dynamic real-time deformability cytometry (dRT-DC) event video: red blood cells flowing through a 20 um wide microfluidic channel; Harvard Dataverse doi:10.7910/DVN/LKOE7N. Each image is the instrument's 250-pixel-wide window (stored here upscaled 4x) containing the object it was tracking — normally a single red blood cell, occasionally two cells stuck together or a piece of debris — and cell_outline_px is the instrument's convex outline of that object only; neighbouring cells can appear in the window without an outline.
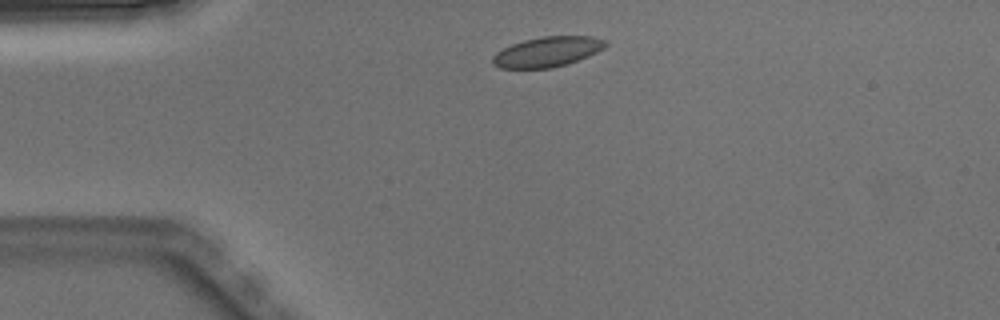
{"species": "Egyptian fruit bat (a non-hibernating species)", "species_latin": "Rousettus aegyptiacus", "temperature_condition": "warm", "stored_images_in_passage": 5, "camera_frame_rate_fps": 3000, "um_per_image_px": 0.085, "animal": {"sex": "male"}, "frame": {"image": 1, "passage_image": 1, "time_ms": 0.0, "image_size_px": [1000, 320], "cell_outline_px": [[608, 44], [604, 48], [588, 56], [568, 64], [552, 68], [500, 68], [492, 64], [492, 56], [496, 52], [512, 44], [524, 40], [540, 36], [592, 36], [604, 40]], "centroid_in_image_um": [46.51, 4.4], "position_along_channel_um": 38.5, "area_um2": 19.83}}
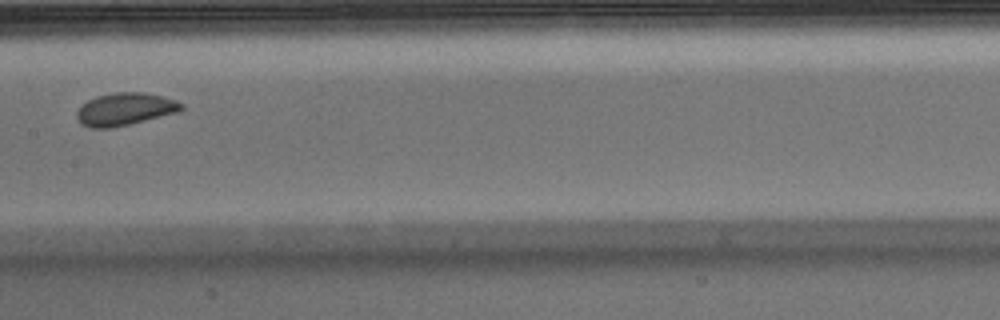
{"frame": {"image": 2, "passage_image": 5, "time_ms": 1.333, "image_size_px": [1000, 320], "cell_outline_px": [[184, 108], [176, 112], [128, 124], [108, 128], [92, 128], [80, 124], [76, 116], [76, 112], [88, 100], [96, 96], [112, 92], [144, 92], [176, 100], [184, 104]], "centroid_in_image_um": [10.59, 9.26], "position_along_channel_um": 196.8, "area_um2": 19.59}}